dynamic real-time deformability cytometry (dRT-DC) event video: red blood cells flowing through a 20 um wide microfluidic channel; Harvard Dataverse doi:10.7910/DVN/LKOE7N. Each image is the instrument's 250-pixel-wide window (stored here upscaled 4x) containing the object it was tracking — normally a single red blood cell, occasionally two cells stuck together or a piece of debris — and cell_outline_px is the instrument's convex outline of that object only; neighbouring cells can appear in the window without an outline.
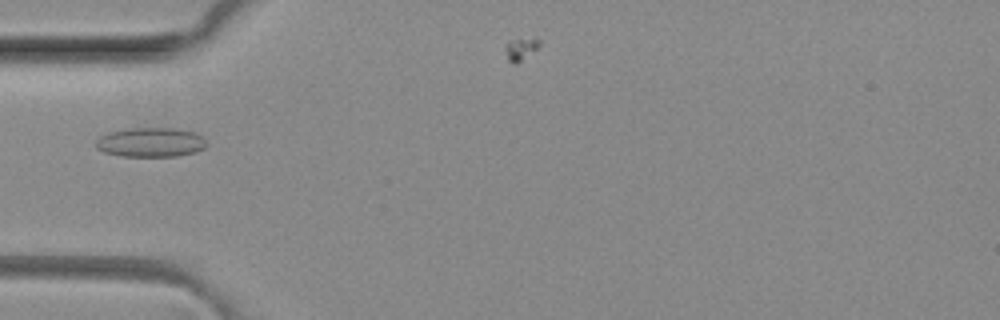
{"species": "common noctule bat (a hibernating species)", "species_latin": "Nyctalus noctula", "temperature_condition": "room temperature", "stored_images_in_passage": 5, "camera_frame_rate_fps": 3000, "um_per_image_px": 0.085, "animal": {"sex": "female", "body_mass_g": 29.2, "forearm_length_mm": 56.3}, "frame": {"image": 1, "passage_image": 4, "time_ms": 1.0, "image_size_px": [1000, 320], "cell_outline_px": [[208, 144], [204, 148], [196, 152], [176, 156], [120, 156], [104, 152], [96, 148], [96, 140], [100, 136], [108, 132], [136, 128], [172, 128], [196, 132], [204, 136]], "centroid_in_image_um": [12.85, 12.1], "position_along_channel_um": 72.2, "area_um2": 19.07}}
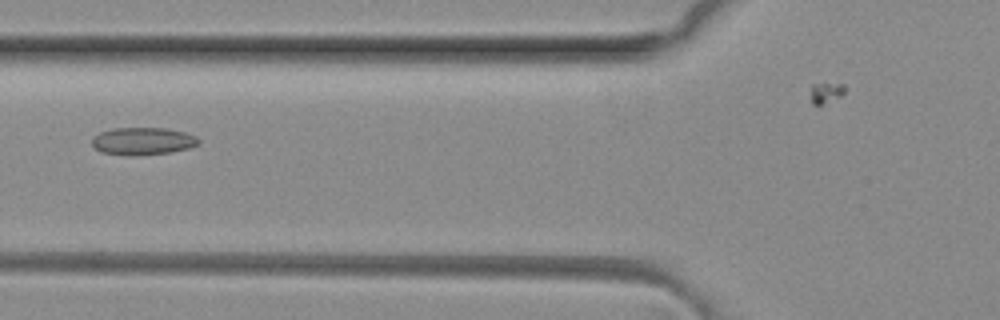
{"frame": {"image": 2, "passage_image": 5, "time_ms": 1.333, "image_size_px": [1000, 320], "cell_outline_px": [[200, 144], [188, 148], [168, 152], [136, 156], [124, 156], [100, 152], [92, 144], [92, 136], [100, 132], [112, 128], [164, 128], [188, 132], [196, 136], [200, 140]], "centroid_in_image_um": [12.13, 12.0], "position_along_channel_um": 113.7, "area_um2": 17.34}}